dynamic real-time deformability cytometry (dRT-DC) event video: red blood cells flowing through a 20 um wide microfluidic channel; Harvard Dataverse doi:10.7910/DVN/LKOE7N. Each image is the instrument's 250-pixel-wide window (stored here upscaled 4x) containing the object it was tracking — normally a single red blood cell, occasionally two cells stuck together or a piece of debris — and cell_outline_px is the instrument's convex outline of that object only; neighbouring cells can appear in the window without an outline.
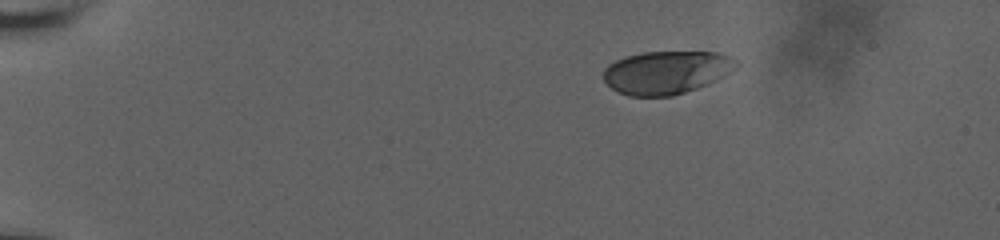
{"species": "human", "species_latin": "Homo sapiens", "temperature_condition": "room temperature", "stored_images_in_passage": 18, "camera_frame_rate_fps": 3000, "um_per_image_px": 0.085, "donor": {"sex": "male"}, "frame": {"image": 1, "passage_image": 1, "time_ms": 0.0, "image_size_px": [1000, 240], "cell_outline_px": [[740, 64], [736, 68], [724, 76], [716, 80], [696, 88], [672, 96], [628, 96], [612, 88], [604, 80], [604, 68], [608, 64], [616, 60], [628, 56], [644, 52], [716, 52], [732, 56]], "centroid_in_image_um": [56.67, 6.14], "position_along_channel_um": 28.3, "area_um2": 33.23}}
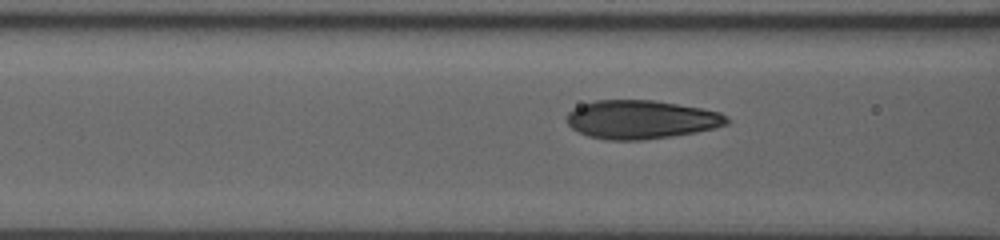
{"frame": {"image": 2, "passage_image": 11, "time_ms": 5.0, "image_size_px": [1000, 240], "cell_outline_px": [[732, 120], [728, 124], [696, 132], [672, 136], [644, 140], [608, 140], [588, 136], [572, 128], [568, 124], [568, 112], [572, 108], [596, 100], [656, 100], [700, 108], [720, 112], [728, 116]], "centroid_in_image_um": [54.52, 10.16], "position_along_channel_um": 112.1, "area_um2": 36.01}}
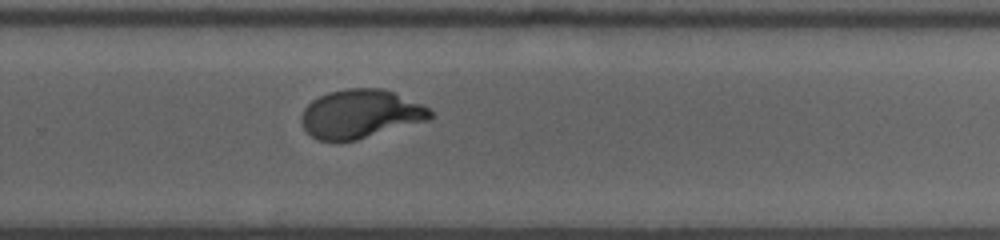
{"frame": {"image": 3, "passage_image": 18, "time_ms": 10.0, "image_size_px": [1000, 240], "cell_outline_px": [[436, 116], [428, 120], [356, 140], [316, 140], [304, 128], [300, 120], [300, 116], [304, 108], [312, 100], [328, 92], [348, 88], [380, 88], [392, 92], [420, 104], [428, 108]], "centroid_in_image_um": [30.61, 9.68], "position_along_channel_um": 299.2, "area_um2": 36.18}}